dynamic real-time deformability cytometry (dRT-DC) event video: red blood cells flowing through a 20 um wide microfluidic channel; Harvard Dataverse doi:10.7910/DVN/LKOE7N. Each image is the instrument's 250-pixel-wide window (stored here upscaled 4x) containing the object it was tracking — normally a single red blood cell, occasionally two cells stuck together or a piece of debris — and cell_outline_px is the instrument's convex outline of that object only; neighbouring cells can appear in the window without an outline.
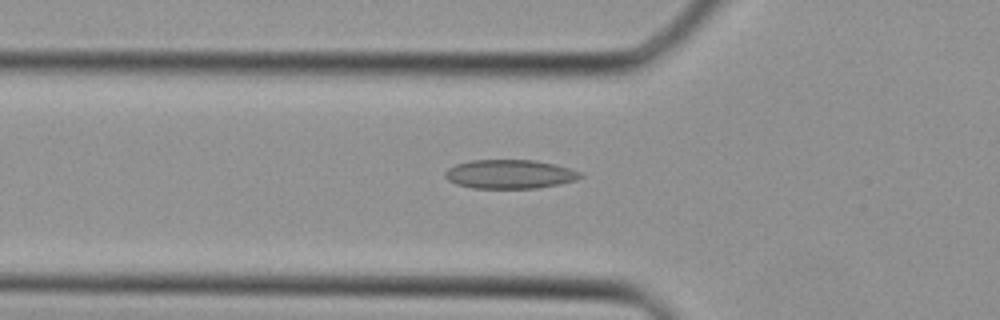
{"species": "Egyptian fruit bat (a non-hibernating species)", "species_latin": "Rousettus aegyptiacus", "temperature_condition": "cold", "stored_images_in_passage": 37, "camera_frame_rate_fps": 3000, "um_per_image_px": 0.085, "animal": {"sex": "female"}, "frame": {"image": 1, "passage_image": 11, "time_ms": 3.333, "image_size_px": [1000, 320], "cell_outline_px": [[584, 176], [576, 180], [560, 184], [536, 188], [472, 188], [456, 184], [448, 180], [444, 176], [444, 172], [448, 168], [456, 164], [472, 160], [536, 160], [584, 172]], "centroid_in_image_um": [43.34, 14.8], "position_along_channel_um": 82.5, "area_um2": 22.89}}
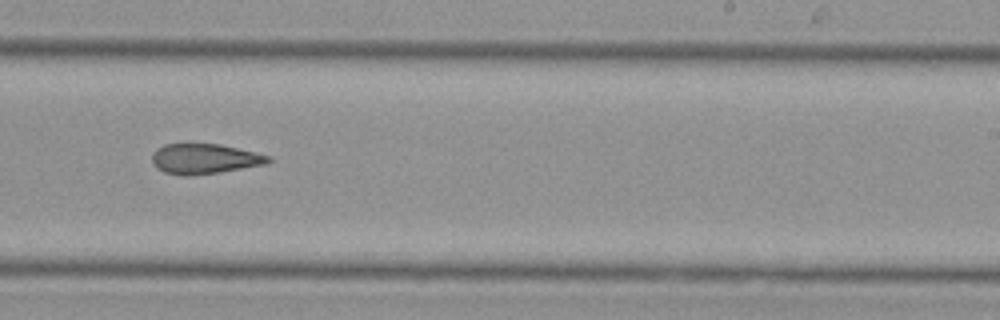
{"frame": {"image": 2, "passage_image": 22, "time_ms": 7.0, "image_size_px": [1000, 320], "cell_outline_px": [[272, 160], [264, 164], [220, 172], [188, 176], [184, 176], [164, 172], [156, 168], [152, 160], [152, 152], [156, 148], [164, 144], [220, 144], [256, 152], [272, 156]], "centroid_in_image_um": [17.37, 13.49], "position_along_channel_um": 271.6, "area_um2": 20.46}}
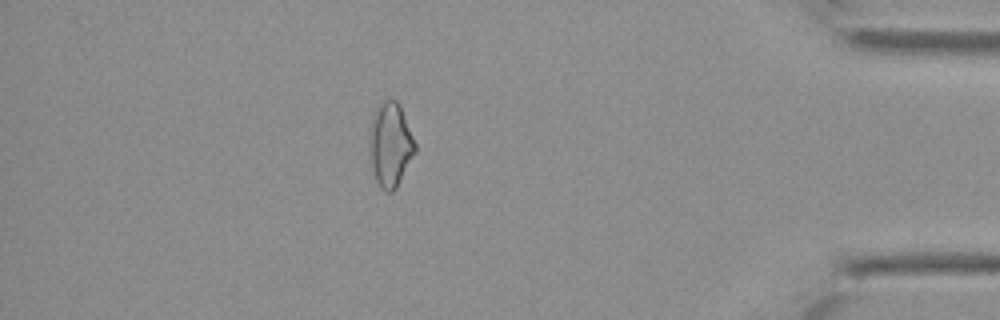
{"frame": {"image": 3, "passage_image": 32, "time_ms": 10.333, "image_size_px": [1000, 320], "cell_outline_px": [[416, 152], [396, 188], [392, 192], [384, 192], [380, 188], [376, 180], [372, 164], [368, 140], [368, 132], [372, 116], [380, 100], [396, 100], [400, 104], [416, 144]], "centroid_in_image_um": [33.17, 12.27], "position_along_channel_um": 402.0, "area_um2": 22.66}}